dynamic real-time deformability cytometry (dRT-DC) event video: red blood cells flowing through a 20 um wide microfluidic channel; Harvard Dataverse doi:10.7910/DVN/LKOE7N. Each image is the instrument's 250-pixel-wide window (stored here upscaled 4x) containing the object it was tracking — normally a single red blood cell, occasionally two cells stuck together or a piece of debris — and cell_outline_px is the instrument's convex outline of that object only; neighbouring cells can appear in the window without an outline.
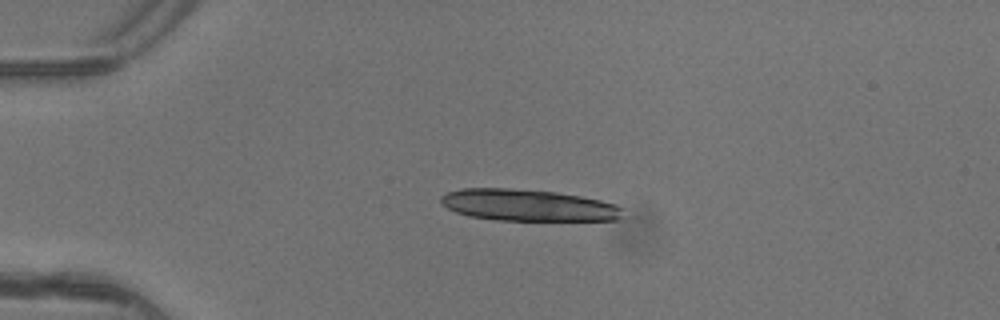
{"species": "common noctule bat (a hibernating species)", "species_latin": "Nyctalus noctula", "temperature_condition": "warm", "stored_images_in_passage": 4, "camera_frame_rate_fps": 3000, "um_per_image_px": 0.085, "animal": {"sex": "female"}, "frame": {"image": 1, "passage_image": 4, "time_ms": 1.0, "image_size_px": [1000, 320], "cell_outline_px": [[624, 208], [620, 220], [496, 220], [468, 216], [456, 212], [448, 208], [440, 200], [440, 196], [448, 192], [460, 188], [508, 188], [556, 192], [580, 196], [600, 200], [616, 204]], "centroid_in_image_um": [44.89, 17.44], "position_along_channel_um": 40.1, "area_um2": 33.58}}